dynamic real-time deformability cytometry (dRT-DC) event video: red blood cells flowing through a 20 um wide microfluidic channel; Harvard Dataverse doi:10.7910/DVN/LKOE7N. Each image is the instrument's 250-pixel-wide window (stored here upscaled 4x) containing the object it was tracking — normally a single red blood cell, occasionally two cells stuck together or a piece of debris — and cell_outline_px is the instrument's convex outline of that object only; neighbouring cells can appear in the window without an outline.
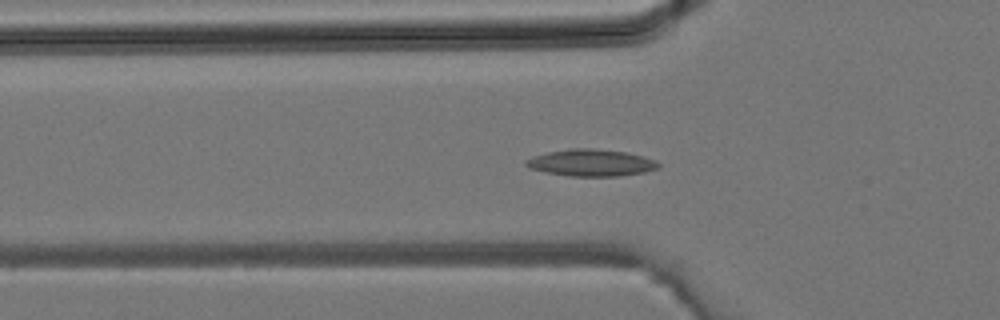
{"species": "common noctule bat (a hibernating species)", "species_latin": "Nyctalus noctula", "temperature_condition": "room temperature", "stored_images_in_passage": 38, "segment_of_instrument_passage": [1, 2], "camera_frame_rate_fps": 3000, "um_per_image_px": 0.085, "animal": {"sex": "male", "body_mass_g": 19.2, "forearm_length_mm": 51.8}, "frame": {"image": 1, "passage_image": 12, "time_ms": 3.667, "image_size_px": [1000, 320], "cell_outline_px": [[660, 168], [644, 172], [620, 176], [572, 176], [544, 172], [528, 168], [524, 164], [524, 160], [548, 152], [572, 148], [596, 148], [624, 152], [656, 160], [660, 164]], "centroid_in_image_um": [50.24, 13.84], "position_along_channel_um": 75.6, "area_um2": 20.69}}
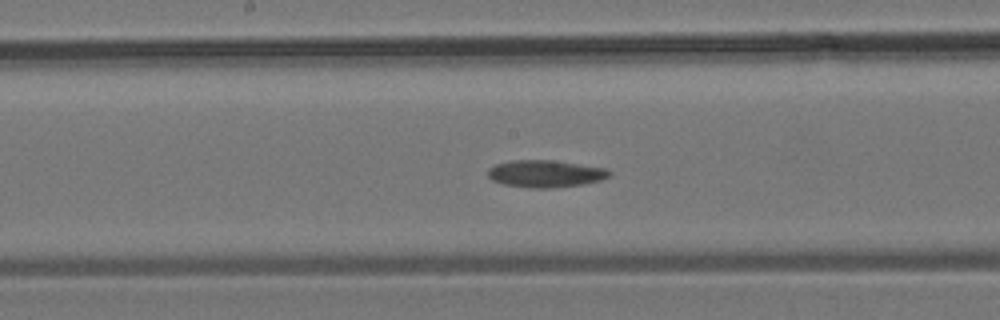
{"frame": {"image": 2, "passage_image": 19, "time_ms": 6.0, "image_size_px": [1000, 320], "cell_outline_px": [[612, 176], [600, 180], [584, 184], [552, 188], [532, 188], [504, 184], [492, 180], [488, 176], [488, 168], [496, 164], [512, 160], [552, 160], [608, 168], [612, 172]], "centroid_in_image_um": [46.4, 14.76], "position_along_channel_um": 201.8, "area_um2": 19.36}}
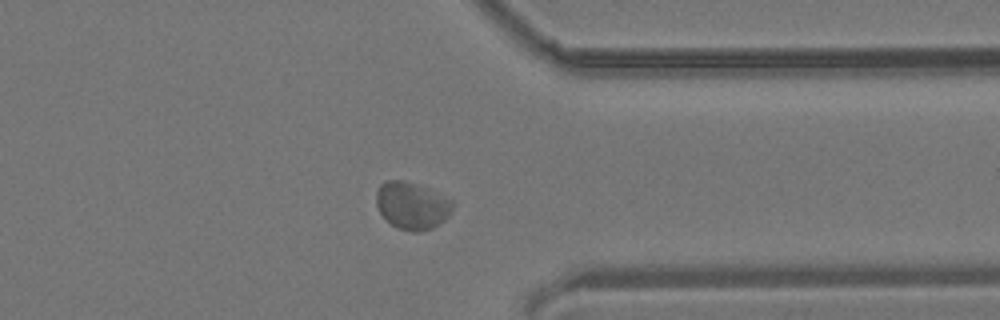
{"frame": {"image": 3, "passage_image": 29, "time_ms": 9.333, "image_size_px": [1000, 320], "cell_outline_px": [[452, 208], [448, 216], [440, 224], [432, 228], [420, 232], [412, 232], [396, 228], [380, 212], [376, 204], [376, 192], [380, 184], [384, 180], [404, 180], [416, 184], [452, 200]], "centroid_in_image_um": [34.99, 17.48], "position_along_channel_um": 376.4, "area_um2": 20.87}}